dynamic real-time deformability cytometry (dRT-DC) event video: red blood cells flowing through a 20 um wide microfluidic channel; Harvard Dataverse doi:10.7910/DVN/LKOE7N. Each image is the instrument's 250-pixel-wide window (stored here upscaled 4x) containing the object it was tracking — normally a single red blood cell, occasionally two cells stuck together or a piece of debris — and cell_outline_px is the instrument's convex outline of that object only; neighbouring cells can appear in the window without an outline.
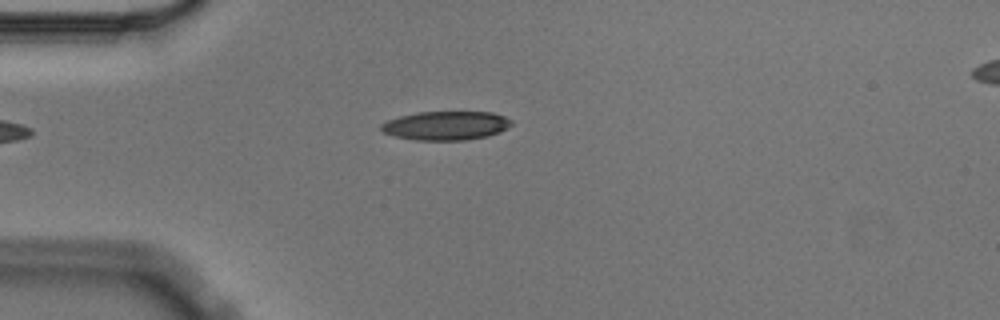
{"species": "Egyptian fruit bat (a non-hibernating species)", "species_latin": "Rousettus aegyptiacus", "temperature_condition": "cold", "stored_images_in_passage": 2, "camera_frame_rate_fps": 3000, "um_per_image_px": 0.085, "animal": {"sex": "male"}, "frame": {"image": 1, "passage_image": 2, "time_ms": 0.333, "image_size_px": [1000, 320], "cell_outline_px": [[512, 124], [508, 128], [500, 132], [488, 136], [464, 140], [416, 140], [396, 136], [384, 132], [380, 128], [380, 124], [388, 120], [400, 116], [416, 112], [492, 112], [504, 116], [512, 120]], "centroid_in_image_um": [37.93, 10.67], "position_along_channel_um": 47.1, "area_um2": 21.91}}